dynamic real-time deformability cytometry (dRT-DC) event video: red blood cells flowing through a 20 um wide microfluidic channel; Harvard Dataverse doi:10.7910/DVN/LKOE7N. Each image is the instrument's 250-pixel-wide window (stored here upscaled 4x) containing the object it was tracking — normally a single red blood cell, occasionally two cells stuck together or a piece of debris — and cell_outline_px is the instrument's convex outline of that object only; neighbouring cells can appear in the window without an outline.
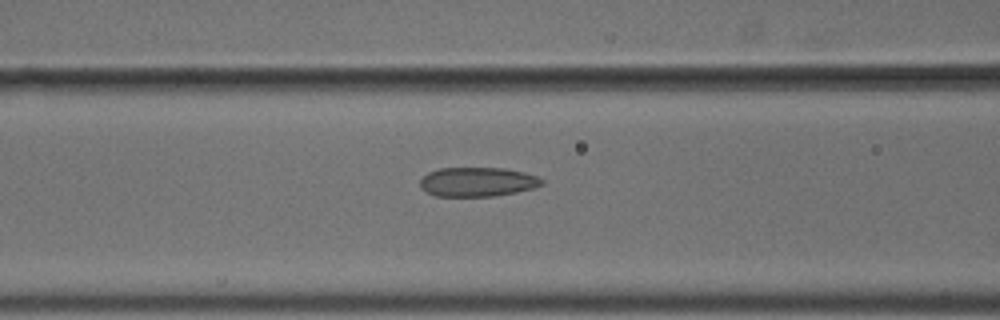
{"species": "common noctule bat (a hibernating species)", "species_latin": "Nyctalus noctula", "temperature_condition": "cold", "stored_images_in_passage": 27, "camera_frame_rate_fps": 3000, "um_per_image_px": 0.085, "animal": {"sex": "male", "body_mass_g": 18.8}, "frame": {"image": 1, "passage_image": 23, "time_ms": 7.333, "image_size_px": [1000, 320], "cell_outline_px": [[544, 184], [532, 188], [516, 192], [492, 196], [436, 196], [424, 192], [420, 188], [420, 180], [428, 172], [440, 168], [504, 168], [524, 172], [536, 176], [544, 180]], "centroid_in_image_um": [40.56, 15.46], "position_along_channel_um": 126.0, "area_um2": 20.81}}